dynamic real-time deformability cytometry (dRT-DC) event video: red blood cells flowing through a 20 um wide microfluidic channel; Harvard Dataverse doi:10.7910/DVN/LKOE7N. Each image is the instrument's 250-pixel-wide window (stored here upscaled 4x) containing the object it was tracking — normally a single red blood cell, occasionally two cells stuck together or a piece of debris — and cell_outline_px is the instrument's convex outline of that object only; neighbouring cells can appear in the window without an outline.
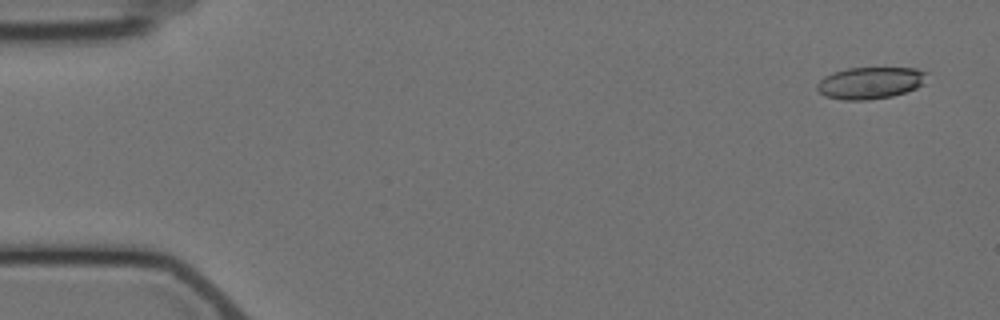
{"species": "Egyptian fruit bat (a non-hibernating species)", "species_latin": "Rousettus aegyptiacus", "temperature_condition": "cold", "stored_images_in_passage": 5, "camera_frame_rate_fps": 3000, "um_per_image_px": 0.085, "animal": {"sex": "female"}, "frame": {"image": 1, "passage_image": 1, "time_ms": 0.0, "image_size_px": [1000, 320], "cell_outline_px": [[928, 72], [924, 84], [916, 88], [892, 96], [868, 100], [844, 100], [824, 96], [816, 88], [816, 84], [824, 76], [832, 72], [848, 68], [916, 68]], "centroid_in_image_um": [73.96, 7.04], "position_along_channel_um": 11.0, "area_um2": 20.52}}
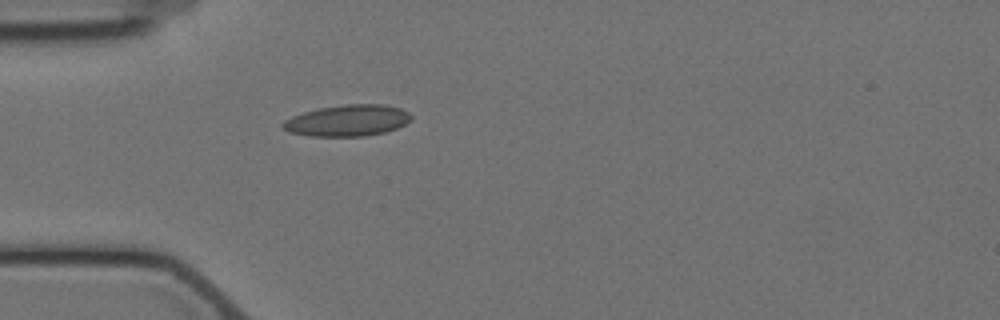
{"frame": {"image": 2, "passage_image": 5, "time_ms": 4.667, "image_size_px": [1000, 320], "cell_outline_px": [[412, 120], [396, 128], [384, 132], [364, 136], [308, 136], [288, 132], [280, 128], [280, 124], [284, 120], [292, 116], [304, 112], [320, 108], [344, 104], [384, 104], [400, 108], [408, 112], [412, 116]], "centroid_in_image_um": [29.5, 10.24], "position_along_channel_um": 55.5, "area_um2": 23.58}}